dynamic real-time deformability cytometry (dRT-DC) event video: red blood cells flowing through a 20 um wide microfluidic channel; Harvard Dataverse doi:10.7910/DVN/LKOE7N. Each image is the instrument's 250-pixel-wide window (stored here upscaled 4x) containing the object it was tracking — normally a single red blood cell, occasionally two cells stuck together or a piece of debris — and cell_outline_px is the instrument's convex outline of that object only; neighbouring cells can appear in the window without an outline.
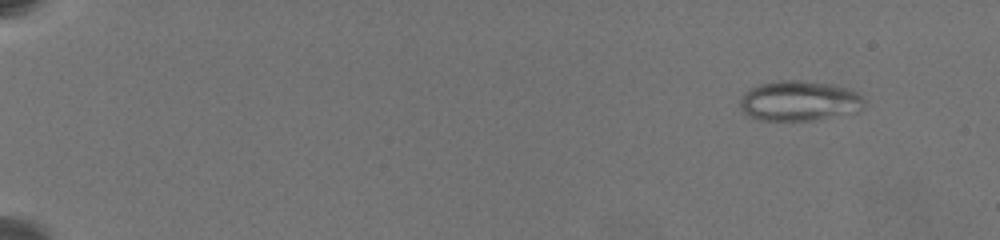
{"species": "common noctule bat (a hibernating species)", "species_latin": "Nyctalus noctula", "temperature_condition": "warm", "stored_images_in_passage": 9, "camera_frame_rate_fps": 3000, "um_per_image_px": 0.085, "animal": {"sex": "female", "body_mass_g": 19.5, "forearm_length_mm": 54.1}, "frame": {"image": 1, "passage_image": 2, "time_ms": 1.333, "image_size_px": [1000, 240], "cell_outline_px": [[864, 104], [860, 112], [812, 120], [756, 120], [748, 116], [740, 108], [740, 100], [752, 88], [760, 84], [780, 80], [800, 80], [828, 84], [848, 88], [856, 92], [864, 100]], "centroid_in_image_um": [67.96, 8.59], "position_along_channel_um": 17.0, "area_um2": 28.9}}
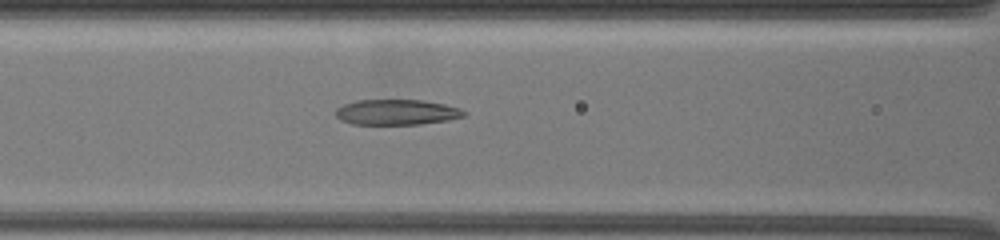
{"frame": {"image": 2, "passage_image": 9, "time_ms": 9.667, "image_size_px": [1000, 240], "cell_outline_px": [[468, 112], [464, 116], [448, 120], [420, 124], [352, 124], [340, 120], [336, 116], [336, 108], [344, 104], [356, 100], [424, 100], [444, 104], [460, 108]], "centroid_in_image_um": [33.72, 9.53], "position_along_channel_um": 132.9, "area_um2": 19.07}}